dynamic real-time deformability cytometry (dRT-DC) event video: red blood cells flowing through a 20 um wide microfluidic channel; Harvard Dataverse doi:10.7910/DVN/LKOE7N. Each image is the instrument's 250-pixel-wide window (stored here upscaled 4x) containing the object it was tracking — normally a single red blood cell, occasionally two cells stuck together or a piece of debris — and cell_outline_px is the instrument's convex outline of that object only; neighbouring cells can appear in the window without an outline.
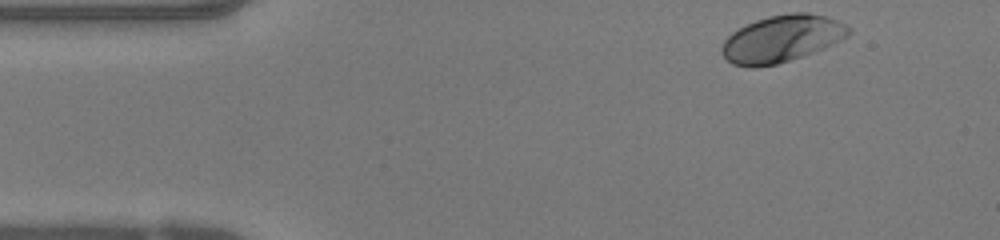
{"species": "human", "species_latin": "Homo sapiens", "temperature_condition": "warm", "stored_images_in_passage": 44, "camera_frame_rate_fps": 3000, "um_per_image_px": 0.085, "donor": {"sex": "female"}, "frame": {"image": 1, "passage_image": 1, "time_ms": 0.0, "image_size_px": [1000, 240], "cell_outline_px": [[852, 32], [848, 36], [824, 48], [776, 64], [756, 68], [748, 68], [732, 64], [720, 52], [720, 48], [724, 40], [732, 32], [756, 20], [768, 16], [792, 12], [808, 12], [828, 16], [852, 28]], "centroid_in_image_um": [66.44, 3.29], "position_along_channel_um": 18.6, "area_um2": 34.74}}
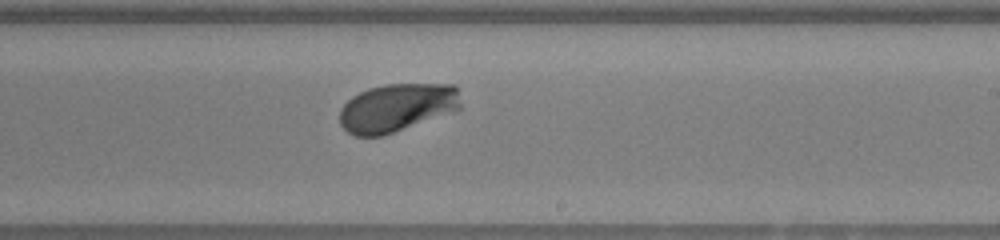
{"frame": {"image": 2, "passage_image": 24, "time_ms": 7.667, "image_size_px": [1000, 240], "cell_outline_px": [[460, 108], [456, 112], [384, 136], [356, 136], [348, 132], [340, 124], [340, 108], [352, 96], [368, 88], [384, 84], [456, 84], [460, 104]], "centroid_in_image_um": [33.76, 9.16], "position_along_channel_um": 255.2, "area_um2": 34.51}}
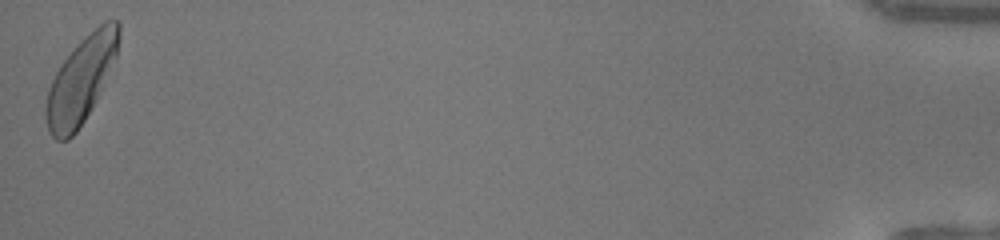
{"frame": {"image": 3, "passage_image": 44, "time_ms": 14.333, "image_size_px": [1000, 240], "cell_outline_px": [[120, 36], [116, 56], [96, 100], [92, 108], [76, 132], [68, 140], [56, 140], [48, 132], [44, 112], [44, 108], [48, 88], [60, 64], [80, 40], [104, 20], [116, 20], [120, 24]], "centroid_in_image_um": [6.86, 6.81], "position_along_channel_um": 428.3, "area_um2": 36.36}, "authors_computed_cell_mechanics": {"area_um2": 33.9286, "velocity_mm_per_s": 4.155, "shape_relaxation_time_tau1_ms": 1.4627, "shape_relaxation_time_tau2_ms": null, "deformation_change_tau1": 0.1399, "deformation_change_tau2": null}}